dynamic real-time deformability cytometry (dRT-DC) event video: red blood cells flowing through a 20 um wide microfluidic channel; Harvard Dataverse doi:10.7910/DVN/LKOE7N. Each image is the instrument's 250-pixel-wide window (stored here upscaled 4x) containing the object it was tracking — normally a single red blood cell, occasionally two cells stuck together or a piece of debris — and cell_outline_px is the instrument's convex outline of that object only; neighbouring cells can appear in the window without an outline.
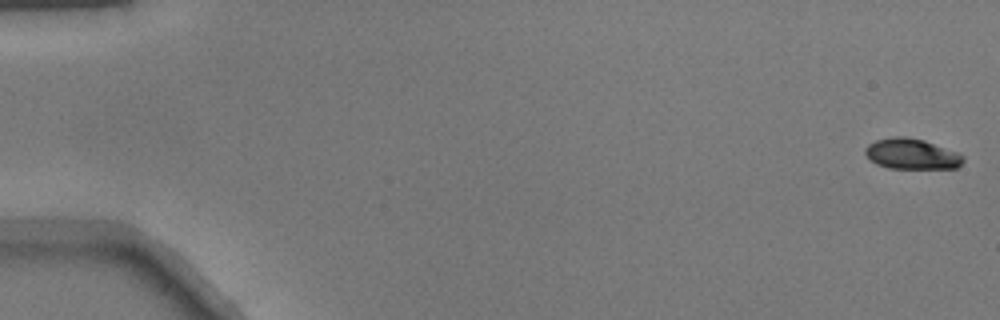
{"species": "common noctule bat (a hibernating species)", "species_latin": "Nyctalus noctula", "temperature_condition": "warm", "stored_images_in_passage": 5, "camera_frame_rate_fps": 3000, "um_per_image_px": 0.085, "animal": {"sex": "male", "body_mass_g": 17.9}, "frame": {"image": 1, "passage_image": 1, "time_ms": 0.0, "image_size_px": [1000, 320], "cell_outline_px": [[964, 160], [956, 168], [888, 168], [876, 164], [864, 152], [864, 148], [868, 144], [876, 140], [892, 136], [908, 136], [924, 140], [956, 152], [964, 156]], "centroid_in_image_um": [77.46, 13.07], "position_along_channel_um": 7.5, "area_um2": 17.4}}